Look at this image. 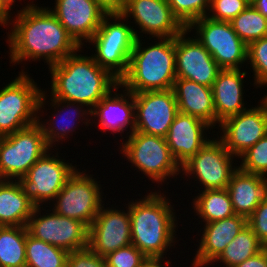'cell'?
Wrapping results in <instances>:
<instances>
[{
	"instance_id": "6da1fadb",
	"label": "cell",
	"mask_w": 267,
	"mask_h": 267,
	"mask_svg": "<svg viewBox=\"0 0 267 267\" xmlns=\"http://www.w3.org/2000/svg\"><path fill=\"white\" fill-rule=\"evenodd\" d=\"M37 5L34 1L28 2L17 9L11 20L6 43L10 64L14 66L23 61L43 60L49 68L81 48L48 6Z\"/></svg>"
},
{
	"instance_id": "7a4b0ae2",
	"label": "cell",
	"mask_w": 267,
	"mask_h": 267,
	"mask_svg": "<svg viewBox=\"0 0 267 267\" xmlns=\"http://www.w3.org/2000/svg\"><path fill=\"white\" fill-rule=\"evenodd\" d=\"M164 193L150 191L143 198L132 199L126 204L130 214L131 243L147 258H166L168 249L174 248L177 242L175 207Z\"/></svg>"
},
{
	"instance_id": "3957f363",
	"label": "cell",
	"mask_w": 267,
	"mask_h": 267,
	"mask_svg": "<svg viewBox=\"0 0 267 267\" xmlns=\"http://www.w3.org/2000/svg\"><path fill=\"white\" fill-rule=\"evenodd\" d=\"M81 49L48 68L51 76L48 92L52 98L80 103L92 110L119 81L92 56L79 54Z\"/></svg>"
},
{
	"instance_id": "277c9868",
	"label": "cell",
	"mask_w": 267,
	"mask_h": 267,
	"mask_svg": "<svg viewBox=\"0 0 267 267\" xmlns=\"http://www.w3.org/2000/svg\"><path fill=\"white\" fill-rule=\"evenodd\" d=\"M142 40L136 39L128 71L119 84L133 94L173 89L176 80L175 37L154 38L156 41L147 43L149 46Z\"/></svg>"
},
{
	"instance_id": "5b68a950",
	"label": "cell",
	"mask_w": 267,
	"mask_h": 267,
	"mask_svg": "<svg viewBox=\"0 0 267 267\" xmlns=\"http://www.w3.org/2000/svg\"><path fill=\"white\" fill-rule=\"evenodd\" d=\"M127 22L128 19L121 13L107 14L97 32L87 42L95 50L94 54L91 53L94 61L118 81L128 71L130 55L137 39L135 25Z\"/></svg>"
},
{
	"instance_id": "8992f818",
	"label": "cell",
	"mask_w": 267,
	"mask_h": 267,
	"mask_svg": "<svg viewBox=\"0 0 267 267\" xmlns=\"http://www.w3.org/2000/svg\"><path fill=\"white\" fill-rule=\"evenodd\" d=\"M125 142L121 139L120 154L131 167L147 176L152 183L166 184V180L181 173V167L174 159L166 138L133 131Z\"/></svg>"
},
{
	"instance_id": "52a82bcc",
	"label": "cell",
	"mask_w": 267,
	"mask_h": 267,
	"mask_svg": "<svg viewBox=\"0 0 267 267\" xmlns=\"http://www.w3.org/2000/svg\"><path fill=\"white\" fill-rule=\"evenodd\" d=\"M0 89V137L38 121V101L43 89L23 69Z\"/></svg>"
},
{
	"instance_id": "ba28073f",
	"label": "cell",
	"mask_w": 267,
	"mask_h": 267,
	"mask_svg": "<svg viewBox=\"0 0 267 267\" xmlns=\"http://www.w3.org/2000/svg\"><path fill=\"white\" fill-rule=\"evenodd\" d=\"M86 173V169L82 172L76 169L50 203L53 206L47 207L58 215L77 219L90 227L105 201L100 181L90 172Z\"/></svg>"
},
{
	"instance_id": "9c48e42d",
	"label": "cell",
	"mask_w": 267,
	"mask_h": 267,
	"mask_svg": "<svg viewBox=\"0 0 267 267\" xmlns=\"http://www.w3.org/2000/svg\"><path fill=\"white\" fill-rule=\"evenodd\" d=\"M51 148L38 123L0 137V179L18 180Z\"/></svg>"
},
{
	"instance_id": "30bf717a",
	"label": "cell",
	"mask_w": 267,
	"mask_h": 267,
	"mask_svg": "<svg viewBox=\"0 0 267 267\" xmlns=\"http://www.w3.org/2000/svg\"><path fill=\"white\" fill-rule=\"evenodd\" d=\"M194 29V30H193ZM187 30L212 55L221 69H241L247 62V45L233 30L230 22L215 21L207 16L193 21Z\"/></svg>"
},
{
	"instance_id": "8fae6325",
	"label": "cell",
	"mask_w": 267,
	"mask_h": 267,
	"mask_svg": "<svg viewBox=\"0 0 267 267\" xmlns=\"http://www.w3.org/2000/svg\"><path fill=\"white\" fill-rule=\"evenodd\" d=\"M236 158L224 146L222 141L211 138L192 158L181 166V177L195 179L203 190L226 189L233 173ZM235 160V163H234ZM234 163V165H233ZM192 176V177H191Z\"/></svg>"
},
{
	"instance_id": "7c38bea8",
	"label": "cell",
	"mask_w": 267,
	"mask_h": 267,
	"mask_svg": "<svg viewBox=\"0 0 267 267\" xmlns=\"http://www.w3.org/2000/svg\"><path fill=\"white\" fill-rule=\"evenodd\" d=\"M52 150L54 148L47 151L31 166L25 176L17 180L24 194L35 206L50 205L77 169V165L73 166L69 160L65 162L58 152L53 154Z\"/></svg>"
},
{
	"instance_id": "4fadbf2b",
	"label": "cell",
	"mask_w": 267,
	"mask_h": 267,
	"mask_svg": "<svg viewBox=\"0 0 267 267\" xmlns=\"http://www.w3.org/2000/svg\"><path fill=\"white\" fill-rule=\"evenodd\" d=\"M44 208L47 206H35L28 219L26 227L31 236L68 252L88 247L89 227L86 224Z\"/></svg>"
},
{
	"instance_id": "5bb4252c",
	"label": "cell",
	"mask_w": 267,
	"mask_h": 267,
	"mask_svg": "<svg viewBox=\"0 0 267 267\" xmlns=\"http://www.w3.org/2000/svg\"><path fill=\"white\" fill-rule=\"evenodd\" d=\"M258 103L224 119L218 126L221 133L218 130L216 137L236 160L267 134V102L262 98Z\"/></svg>"
},
{
	"instance_id": "9a60e30c",
	"label": "cell",
	"mask_w": 267,
	"mask_h": 267,
	"mask_svg": "<svg viewBox=\"0 0 267 267\" xmlns=\"http://www.w3.org/2000/svg\"><path fill=\"white\" fill-rule=\"evenodd\" d=\"M121 14L128 20L130 17V22L133 20L131 23L138 26L139 30H135L137 38H144L143 34H147L145 37L149 40L172 38L185 29L173 15L167 0H125Z\"/></svg>"
},
{
	"instance_id": "2e32d148",
	"label": "cell",
	"mask_w": 267,
	"mask_h": 267,
	"mask_svg": "<svg viewBox=\"0 0 267 267\" xmlns=\"http://www.w3.org/2000/svg\"><path fill=\"white\" fill-rule=\"evenodd\" d=\"M135 129L166 138L178 105L173 89L134 93Z\"/></svg>"
},
{
	"instance_id": "e0dca14e",
	"label": "cell",
	"mask_w": 267,
	"mask_h": 267,
	"mask_svg": "<svg viewBox=\"0 0 267 267\" xmlns=\"http://www.w3.org/2000/svg\"><path fill=\"white\" fill-rule=\"evenodd\" d=\"M48 97L49 95L47 94V90L45 91V89H43L40 94L39 101H38L37 123L42 128L47 145L51 149L54 146V149H56L55 152H57L59 148L58 149L55 148L56 145H58L59 143L62 144L63 141L65 142L66 140L65 138L69 139L68 136H72L74 132L76 133L75 130L76 129L79 130L77 126L79 125V123H81L80 121H82L85 127L86 126L88 127L89 124H91V118H89V116L91 117V110L88 109L85 105L80 104V103L65 101L61 99H55V98H52L51 96L49 97L50 98L49 99ZM48 102H50L49 103L51 106L50 108H54L52 109L54 110L53 111L54 113L51 115V119L49 115L48 116L49 119H45V121L44 120L42 121L41 116L45 114L43 111V109L45 110L44 105L48 104ZM76 120L78 121L77 123H76Z\"/></svg>"
},
{
	"instance_id": "ac0fdd59",
	"label": "cell",
	"mask_w": 267,
	"mask_h": 267,
	"mask_svg": "<svg viewBox=\"0 0 267 267\" xmlns=\"http://www.w3.org/2000/svg\"><path fill=\"white\" fill-rule=\"evenodd\" d=\"M104 205L105 203L89 227L88 235V247L101 257L132 244L127 206L125 207L127 210H122L117 209L116 203L110 208Z\"/></svg>"
},
{
	"instance_id": "d6986e66",
	"label": "cell",
	"mask_w": 267,
	"mask_h": 267,
	"mask_svg": "<svg viewBox=\"0 0 267 267\" xmlns=\"http://www.w3.org/2000/svg\"><path fill=\"white\" fill-rule=\"evenodd\" d=\"M188 33L185 28L175 37L176 79H188L212 87L221 68L205 47Z\"/></svg>"
},
{
	"instance_id": "ffe728a7",
	"label": "cell",
	"mask_w": 267,
	"mask_h": 267,
	"mask_svg": "<svg viewBox=\"0 0 267 267\" xmlns=\"http://www.w3.org/2000/svg\"><path fill=\"white\" fill-rule=\"evenodd\" d=\"M48 8L82 48L94 36L107 15L94 0H55L53 9Z\"/></svg>"
},
{
	"instance_id": "44dd1931",
	"label": "cell",
	"mask_w": 267,
	"mask_h": 267,
	"mask_svg": "<svg viewBox=\"0 0 267 267\" xmlns=\"http://www.w3.org/2000/svg\"><path fill=\"white\" fill-rule=\"evenodd\" d=\"M119 88H123V93H120L121 90ZM90 118L92 120L91 125L95 123L97 126L98 124L97 127L103 132L106 130L105 133L108 130V132H112L111 134H123L125 131L130 130L125 133L128 136L135 129L133 93L126 89L124 90V87L118 84L95 105L91 110Z\"/></svg>"
},
{
	"instance_id": "7402d4cb",
	"label": "cell",
	"mask_w": 267,
	"mask_h": 267,
	"mask_svg": "<svg viewBox=\"0 0 267 267\" xmlns=\"http://www.w3.org/2000/svg\"><path fill=\"white\" fill-rule=\"evenodd\" d=\"M209 129L213 127L205 121L189 114L177 113L169 127L166 141L180 167L211 140Z\"/></svg>"
},
{
	"instance_id": "603a6c76",
	"label": "cell",
	"mask_w": 267,
	"mask_h": 267,
	"mask_svg": "<svg viewBox=\"0 0 267 267\" xmlns=\"http://www.w3.org/2000/svg\"><path fill=\"white\" fill-rule=\"evenodd\" d=\"M203 232L198 242L191 267L210 266L224 251L225 247L247 225V218L241 215L202 224Z\"/></svg>"
},
{
	"instance_id": "cb8c5ba5",
	"label": "cell",
	"mask_w": 267,
	"mask_h": 267,
	"mask_svg": "<svg viewBox=\"0 0 267 267\" xmlns=\"http://www.w3.org/2000/svg\"><path fill=\"white\" fill-rule=\"evenodd\" d=\"M249 73L241 69H221L212 85L216 119H224L248 109L244 102V79Z\"/></svg>"
},
{
	"instance_id": "d4e9b609",
	"label": "cell",
	"mask_w": 267,
	"mask_h": 267,
	"mask_svg": "<svg viewBox=\"0 0 267 267\" xmlns=\"http://www.w3.org/2000/svg\"><path fill=\"white\" fill-rule=\"evenodd\" d=\"M173 91L179 112L195 116L214 129L215 126L218 128L220 122L216 119L212 87L188 79H176Z\"/></svg>"
},
{
	"instance_id": "484cf974",
	"label": "cell",
	"mask_w": 267,
	"mask_h": 267,
	"mask_svg": "<svg viewBox=\"0 0 267 267\" xmlns=\"http://www.w3.org/2000/svg\"><path fill=\"white\" fill-rule=\"evenodd\" d=\"M226 189L235 214L248 218L267 196V178L238 167Z\"/></svg>"
},
{
	"instance_id": "4316f807",
	"label": "cell",
	"mask_w": 267,
	"mask_h": 267,
	"mask_svg": "<svg viewBox=\"0 0 267 267\" xmlns=\"http://www.w3.org/2000/svg\"><path fill=\"white\" fill-rule=\"evenodd\" d=\"M34 208L17 180L0 179V226H26Z\"/></svg>"
},
{
	"instance_id": "83f0119b",
	"label": "cell",
	"mask_w": 267,
	"mask_h": 267,
	"mask_svg": "<svg viewBox=\"0 0 267 267\" xmlns=\"http://www.w3.org/2000/svg\"><path fill=\"white\" fill-rule=\"evenodd\" d=\"M192 198V209L201 224L226 219L235 215L227 189L199 190Z\"/></svg>"
},
{
	"instance_id": "f1b7e54d",
	"label": "cell",
	"mask_w": 267,
	"mask_h": 267,
	"mask_svg": "<svg viewBox=\"0 0 267 267\" xmlns=\"http://www.w3.org/2000/svg\"><path fill=\"white\" fill-rule=\"evenodd\" d=\"M26 226H0V267H26Z\"/></svg>"
},
{
	"instance_id": "f546056e",
	"label": "cell",
	"mask_w": 267,
	"mask_h": 267,
	"mask_svg": "<svg viewBox=\"0 0 267 267\" xmlns=\"http://www.w3.org/2000/svg\"><path fill=\"white\" fill-rule=\"evenodd\" d=\"M264 248L265 246L259 241L252 229L246 225L211 265L215 267L217 263H220L223 265L221 267H235L246 259L255 256Z\"/></svg>"
},
{
	"instance_id": "4dcf8cb0",
	"label": "cell",
	"mask_w": 267,
	"mask_h": 267,
	"mask_svg": "<svg viewBox=\"0 0 267 267\" xmlns=\"http://www.w3.org/2000/svg\"><path fill=\"white\" fill-rule=\"evenodd\" d=\"M68 253L27 233L26 267H67Z\"/></svg>"
},
{
	"instance_id": "1f68e13d",
	"label": "cell",
	"mask_w": 267,
	"mask_h": 267,
	"mask_svg": "<svg viewBox=\"0 0 267 267\" xmlns=\"http://www.w3.org/2000/svg\"><path fill=\"white\" fill-rule=\"evenodd\" d=\"M239 38L248 45L252 41L267 37V18L249 4L230 21Z\"/></svg>"
},
{
	"instance_id": "d6a6232c",
	"label": "cell",
	"mask_w": 267,
	"mask_h": 267,
	"mask_svg": "<svg viewBox=\"0 0 267 267\" xmlns=\"http://www.w3.org/2000/svg\"><path fill=\"white\" fill-rule=\"evenodd\" d=\"M248 64L253 70L255 88L267 87V37L252 41L247 45Z\"/></svg>"
},
{
	"instance_id": "836d02e7",
	"label": "cell",
	"mask_w": 267,
	"mask_h": 267,
	"mask_svg": "<svg viewBox=\"0 0 267 267\" xmlns=\"http://www.w3.org/2000/svg\"><path fill=\"white\" fill-rule=\"evenodd\" d=\"M173 15L187 28L193 21L207 16L210 0H167Z\"/></svg>"
},
{
	"instance_id": "e575fe53",
	"label": "cell",
	"mask_w": 267,
	"mask_h": 267,
	"mask_svg": "<svg viewBox=\"0 0 267 267\" xmlns=\"http://www.w3.org/2000/svg\"><path fill=\"white\" fill-rule=\"evenodd\" d=\"M239 158L242 171L267 178V134Z\"/></svg>"
},
{
	"instance_id": "d590c367",
	"label": "cell",
	"mask_w": 267,
	"mask_h": 267,
	"mask_svg": "<svg viewBox=\"0 0 267 267\" xmlns=\"http://www.w3.org/2000/svg\"><path fill=\"white\" fill-rule=\"evenodd\" d=\"M249 2L247 0H210L207 17L215 21H232Z\"/></svg>"
},
{
	"instance_id": "8d00e7d4",
	"label": "cell",
	"mask_w": 267,
	"mask_h": 267,
	"mask_svg": "<svg viewBox=\"0 0 267 267\" xmlns=\"http://www.w3.org/2000/svg\"><path fill=\"white\" fill-rule=\"evenodd\" d=\"M107 267H141L147 257L134 245L119 248L104 257Z\"/></svg>"
},
{
	"instance_id": "74e56055",
	"label": "cell",
	"mask_w": 267,
	"mask_h": 267,
	"mask_svg": "<svg viewBox=\"0 0 267 267\" xmlns=\"http://www.w3.org/2000/svg\"><path fill=\"white\" fill-rule=\"evenodd\" d=\"M247 225L252 229L259 241L267 246V196L247 218Z\"/></svg>"
},
{
	"instance_id": "f35d334b",
	"label": "cell",
	"mask_w": 267,
	"mask_h": 267,
	"mask_svg": "<svg viewBox=\"0 0 267 267\" xmlns=\"http://www.w3.org/2000/svg\"><path fill=\"white\" fill-rule=\"evenodd\" d=\"M67 267H107V265L104 257L86 247L68 253Z\"/></svg>"
},
{
	"instance_id": "ab89813d",
	"label": "cell",
	"mask_w": 267,
	"mask_h": 267,
	"mask_svg": "<svg viewBox=\"0 0 267 267\" xmlns=\"http://www.w3.org/2000/svg\"><path fill=\"white\" fill-rule=\"evenodd\" d=\"M107 14L122 13L125 0H94Z\"/></svg>"
},
{
	"instance_id": "60d3db41",
	"label": "cell",
	"mask_w": 267,
	"mask_h": 267,
	"mask_svg": "<svg viewBox=\"0 0 267 267\" xmlns=\"http://www.w3.org/2000/svg\"><path fill=\"white\" fill-rule=\"evenodd\" d=\"M235 267H267V246L255 256L246 259Z\"/></svg>"
},
{
	"instance_id": "b9f144b4",
	"label": "cell",
	"mask_w": 267,
	"mask_h": 267,
	"mask_svg": "<svg viewBox=\"0 0 267 267\" xmlns=\"http://www.w3.org/2000/svg\"><path fill=\"white\" fill-rule=\"evenodd\" d=\"M11 10L4 0H0V26H3V28H8L11 24L13 18Z\"/></svg>"
},
{
	"instance_id": "7bdbcfd3",
	"label": "cell",
	"mask_w": 267,
	"mask_h": 267,
	"mask_svg": "<svg viewBox=\"0 0 267 267\" xmlns=\"http://www.w3.org/2000/svg\"><path fill=\"white\" fill-rule=\"evenodd\" d=\"M167 258L168 257H166V259L164 257H149L142 263L141 267H170L172 262L169 259L167 260Z\"/></svg>"
},
{
	"instance_id": "ee69618b",
	"label": "cell",
	"mask_w": 267,
	"mask_h": 267,
	"mask_svg": "<svg viewBox=\"0 0 267 267\" xmlns=\"http://www.w3.org/2000/svg\"><path fill=\"white\" fill-rule=\"evenodd\" d=\"M252 5L259 13L267 18V0H255Z\"/></svg>"
},
{
	"instance_id": "f6af8a7d",
	"label": "cell",
	"mask_w": 267,
	"mask_h": 267,
	"mask_svg": "<svg viewBox=\"0 0 267 267\" xmlns=\"http://www.w3.org/2000/svg\"><path fill=\"white\" fill-rule=\"evenodd\" d=\"M6 3H7V5L11 8V9H13L14 7V4H15V2H16V0H4ZM31 1V0H30ZM33 1V0H32ZM14 3V4H13Z\"/></svg>"
},
{
	"instance_id": "bcb514c9",
	"label": "cell",
	"mask_w": 267,
	"mask_h": 267,
	"mask_svg": "<svg viewBox=\"0 0 267 267\" xmlns=\"http://www.w3.org/2000/svg\"><path fill=\"white\" fill-rule=\"evenodd\" d=\"M263 99L267 102V93L263 96Z\"/></svg>"
},
{
	"instance_id": "7dc6e473",
	"label": "cell",
	"mask_w": 267,
	"mask_h": 267,
	"mask_svg": "<svg viewBox=\"0 0 267 267\" xmlns=\"http://www.w3.org/2000/svg\"><path fill=\"white\" fill-rule=\"evenodd\" d=\"M249 4H252L255 0H247Z\"/></svg>"
}]
</instances>
